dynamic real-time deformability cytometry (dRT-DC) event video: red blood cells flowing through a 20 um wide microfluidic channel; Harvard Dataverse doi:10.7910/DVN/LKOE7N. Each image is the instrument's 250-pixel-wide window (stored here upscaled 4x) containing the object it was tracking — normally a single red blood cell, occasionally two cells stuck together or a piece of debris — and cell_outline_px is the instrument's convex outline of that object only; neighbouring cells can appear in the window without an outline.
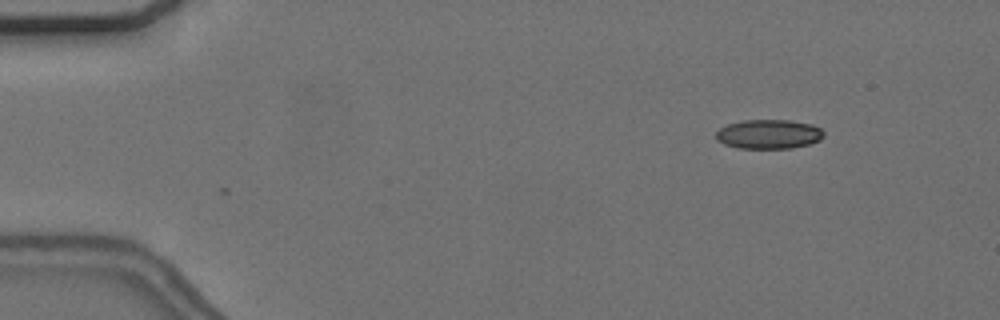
{"species": "common noctule bat (a hibernating species)", "species_latin": "Nyctalus noctula", "temperature_condition": "cold", "stored_images_in_passage": 7, "camera_frame_rate_fps": 3000, "um_per_image_px": 0.085, "animal": {"sex": "female", "body_mass_g": 24.6, "forearm_length_mm": 56.2}, "frame": {"image": 1, "passage_image": 7, "time_ms": 2.0, "image_size_px": [1000, 320], "cell_outline_px": [[824, 136], [820, 140], [808, 144], [792, 148], [736, 148], [724, 144], [716, 140], [716, 132], [720, 128], [728, 124], [744, 120], [788, 120], [812, 124], [820, 128], [824, 132]], "centroid_in_image_um": [65.34, 11.4], "position_along_channel_um": 19.7, "area_um2": 18.44}}